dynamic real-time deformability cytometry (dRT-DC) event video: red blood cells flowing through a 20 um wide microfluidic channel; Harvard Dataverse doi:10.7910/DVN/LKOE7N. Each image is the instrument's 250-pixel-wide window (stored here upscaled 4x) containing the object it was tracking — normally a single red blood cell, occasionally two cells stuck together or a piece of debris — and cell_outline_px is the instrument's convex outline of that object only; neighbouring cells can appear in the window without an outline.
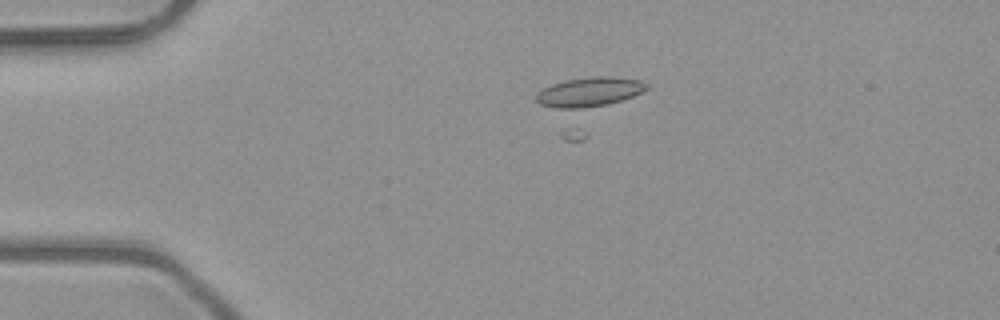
{"species": "common noctule bat (a hibernating species)", "species_latin": "Nyctalus noctula", "temperature_condition": "room temperature", "stored_images_in_passage": 48, "camera_frame_rate_fps": 3000, "um_per_image_px": 0.085, "animal": {"sex": "male", "body_mass_g": 23.1, "forearm_length_mm": 52.7}, "frame": {"image": 1, "passage_image": 8, "time_ms": 2.333, "image_size_px": [1000, 320], "cell_outline_px": [[648, 88], [632, 96], [608, 104], [580, 108], [556, 108], [540, 104], [536, 100], [536, 92], [552, 84], [564, 80], [596, 76], [612, 76], [640, 80], [648, 84]], "centroid_in_image_um": [50.07, 7.8], "position_along_channel_um": 34.9, "area_um2": 18.73}}
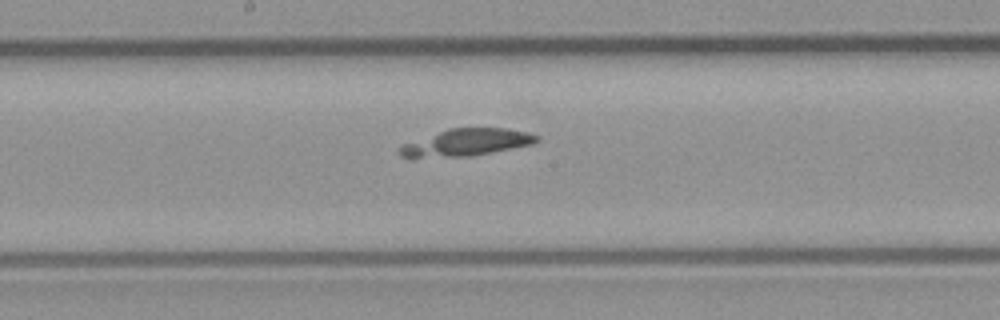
{"frame": {"image": 2, "passage_image": 24, "time_ms": 7.667, "image_size_px": [1000, 320], "cell_outline_px": [[540, 140], [532, 144], [472, 156], [412, 160], [408, 160], [400, 156], [400, 144], [448, 128], [504, 128], [528, 132], [540, 136]], "centroid_in_image_um": [39.53, 12.14], "position_along_channel_um": 208.7, "area_um2": 22.37}}
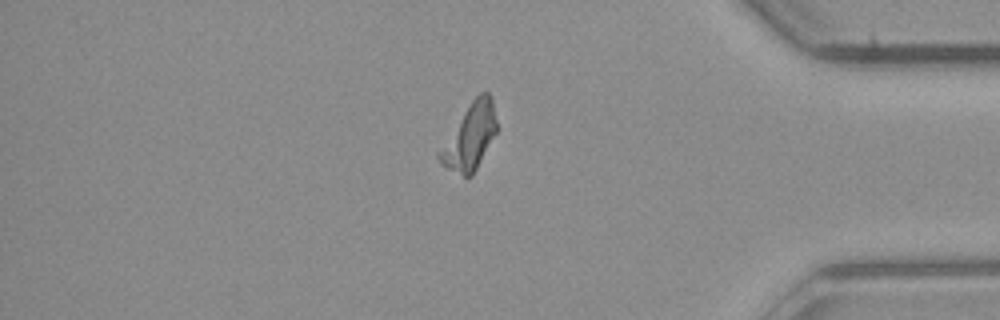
{"frame": {"image": 3, "passage_image": 40, "time_ms": 13.0, "image_size_px": [1000, 320], "cell_outline_px": [[496, 132], [472, 176], [464, 176], [440, 164], [436, 156], [464, 112], [472, 100], [480, 92], [488, 92], [492, 100], [496, 120]], "centroid_in_image_um": [39.95, 11.64], "position_along_channel_um": 395.2, "area_um2": 20.92}}